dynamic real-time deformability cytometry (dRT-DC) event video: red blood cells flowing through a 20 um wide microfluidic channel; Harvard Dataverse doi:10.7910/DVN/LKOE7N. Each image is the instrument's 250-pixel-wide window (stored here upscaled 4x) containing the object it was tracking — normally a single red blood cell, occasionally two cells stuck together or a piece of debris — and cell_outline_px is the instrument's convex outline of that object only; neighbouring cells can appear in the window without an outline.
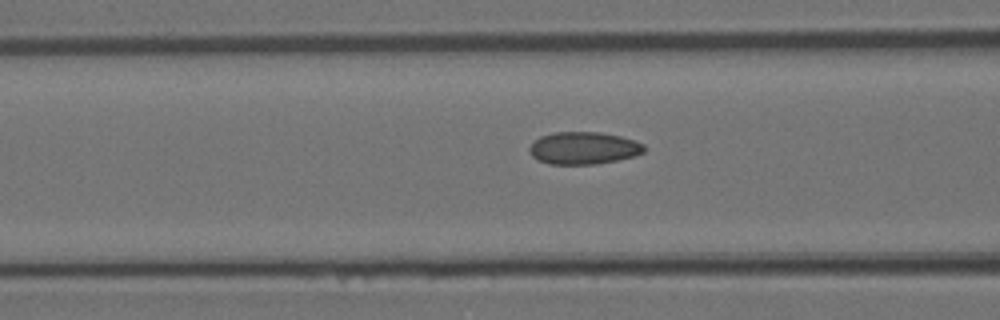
{"species": "Egyptian fruit bat (a non-hibernating species)", "species_latin": "Rousettus aegyptiacus", "temperature_condition": "room temperature", "stored_images_in_passage": 14, "camera_frame_rate_fps": 3000, "um_per_image_px": 0.085, "animal": {"sex": "female"}, "frame": {"image": 1, "passage_image": 12, "time_ms": 3.667, "image_size_px": [1000, 320], "cell_outline_px": [[644, 152], [632, 156], [616, 160], [596, 164], [548, 164], [532, 156], [528, 152], [528, 148], [540, 136], [552, 132], [600, 132], [620, 136], [644, 144]], "centroid_in_image_um": [49.57, 12.58], "position_along_channel_um": 117.0, "area_um2": 21.5}}